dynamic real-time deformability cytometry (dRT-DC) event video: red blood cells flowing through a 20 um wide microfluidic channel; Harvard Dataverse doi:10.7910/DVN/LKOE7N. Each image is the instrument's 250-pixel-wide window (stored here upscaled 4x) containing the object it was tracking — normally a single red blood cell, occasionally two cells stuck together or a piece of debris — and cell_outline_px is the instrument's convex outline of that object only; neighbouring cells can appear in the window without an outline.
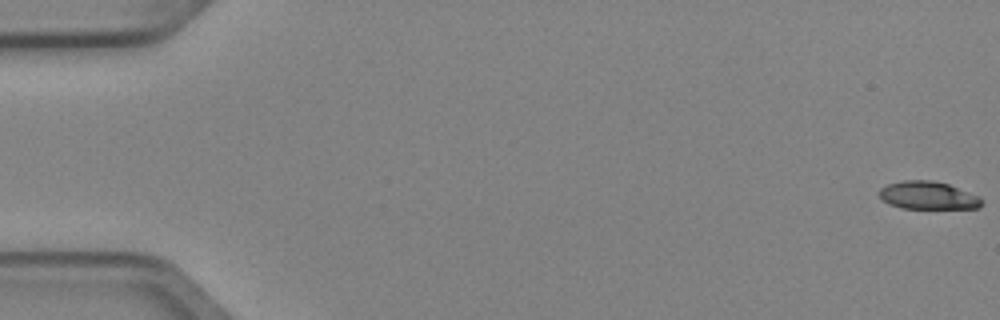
{"species": "Egyptian fruit bat (a non-hibernating species)", "species_latin": "Rousettus aegyptiacus", "temperature_condition": "cold", "stored_images_in_passage": 5, "camera_frame_rate_fps": 3000, "um_per_image_px": 0.085, "animal": {"sex": "female"}, "frame": {"image": 1, "passage_image": 1, "time_ms": 0.0, "image_size_px": [1000, 320], "cell_outline_px": [[984, 204], [980, 208], [900, 208], [888, 204], [880, 200], [880, 188], [888, 184], [904, 180], [928, 180], [948, 184], [980, 196], [984, 200]], "centroid_in_image_um": [78.9, 16.62], "position_along_channel_um": 6.1, "area_um2": 16.76}}
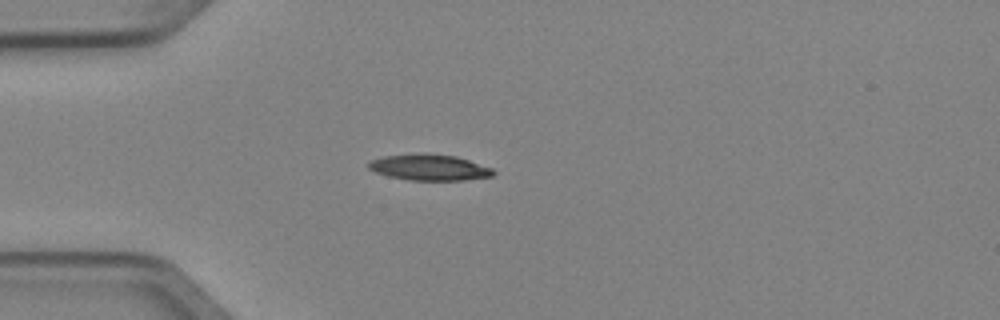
{"frame": {"image": 2, "passage_image": 5, "time_ms": 1.333, "image_size_px": [1000, 320], "cell_outline_px": [[496, 172], [492, 176], [464, 180], [408, 180], [388, 176], [376, 172], [368, 168], [368, 160], [384, 156], [420, 152], [424, 152], [456, 156], [492, 168]], "centroid_in_image_um": [36.46, 14.21], "position_along_channel_um": 48.5, "area_um2": 19.13}}